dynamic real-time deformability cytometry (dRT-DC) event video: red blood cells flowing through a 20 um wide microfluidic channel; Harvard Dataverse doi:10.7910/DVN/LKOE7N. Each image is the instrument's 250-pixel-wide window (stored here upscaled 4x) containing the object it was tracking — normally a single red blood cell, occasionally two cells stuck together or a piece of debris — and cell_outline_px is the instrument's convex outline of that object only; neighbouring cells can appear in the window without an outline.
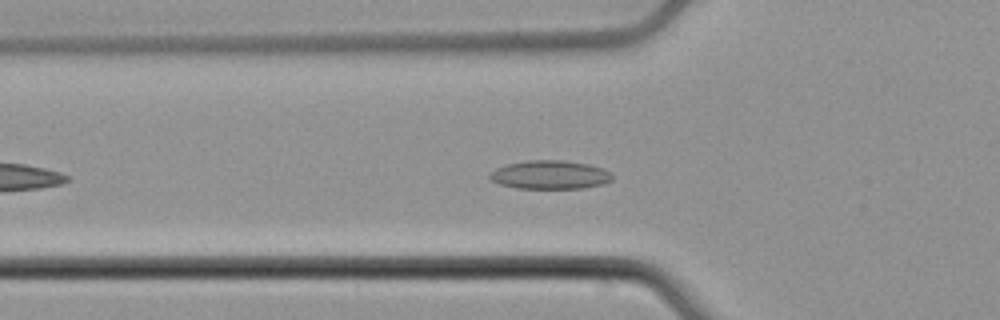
{"species": "common noctule bat (a hibernating species)", "species_latin": "Nyctalus noctula", "temperature_condition": "cold", "stored_images_in_passage": 45, "camera_frame_rate_fps": 3000, "um_per_image_px": 0.085, "animal": {"sex": "male", "body_mass_g": 21.5, "forearm_length_mm": 52.0}, "frame": {"image": 1, "passage_image": 9, "time_ms": 2.667, "image_size_px": [1000, 320], "cell_outline_px": [[612, 180], [604, 184], [584, 188], [516, 188], [500, 184], [492, 180], [488, 176], [496, 168], [508, 164], [528, 160], [560, 160], [588, 164], [612, 172]], "centroid_in_image_um": [46.77, 14.86], "position_along_channel_um": 79.0, "area_um2": 20.29}}
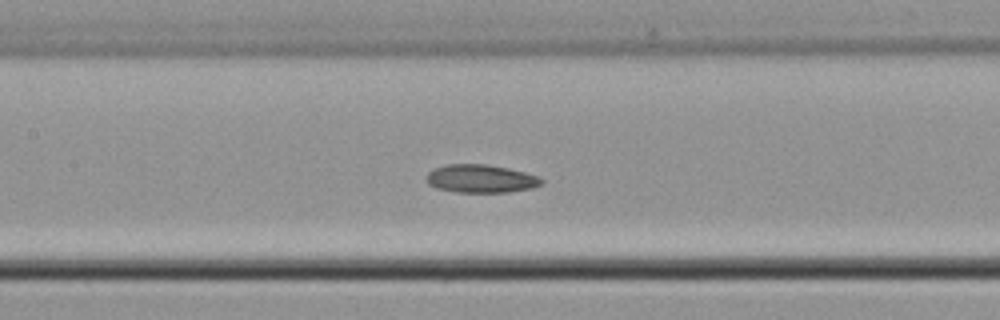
{"frame": {"image": 2, "passage_image": 16, "time_ms": 5.0, "image_size_px": [1000, 320], "cell_outline_px": [[544, 184], [532, 188], [508, 192], [456, 192], [436, 188], [428, 184], [428, 172], [432, 168], [448, 164], [488, 164], [508, 168], [524, 172], [536, 176], [544, 180]], "centroid_in_image_um": [40.88, 15.18], "position_along_channel_um": 166.5, "area_um2": 18.9}}
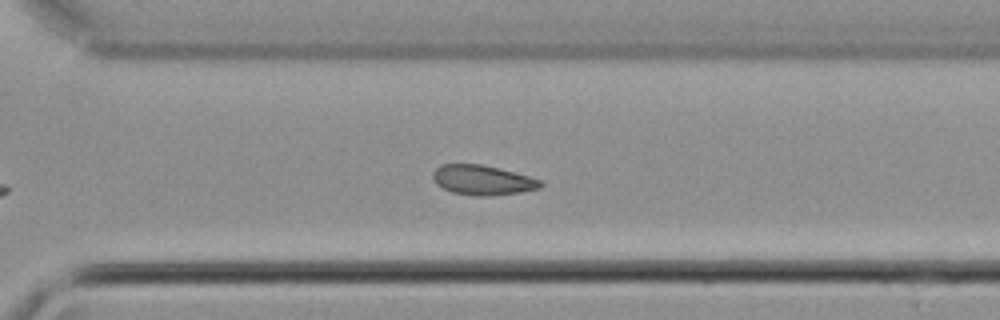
{"frame": {"image": 3, "passage_image": 29, "time_ms": 9.333, "image_size_px": [1000, 320], "cell_outline_px": [[544, 184], [540, 188], [520, 192], [488, 196], [476, 196], [452, 192], [436, 184], [432, 176], [432, 172], [440, 164], [480, 164], [544, 180]], "centroid_in_image_um": [41.01, 15.31], "position_along_channel_um": 329.6, "area_um2": 18.61}, "authors_computed_cell_mechanics": {"area_um2": 18.9006, "velocity_mm_per_s": 3.7588, "shape_relaxation_time_tau1_ms": null, "shape_relaxation_time_tau2_ms": 4.5735, "deformation_change_tau1": null, "deformation_change_tau2": 0.0848}}